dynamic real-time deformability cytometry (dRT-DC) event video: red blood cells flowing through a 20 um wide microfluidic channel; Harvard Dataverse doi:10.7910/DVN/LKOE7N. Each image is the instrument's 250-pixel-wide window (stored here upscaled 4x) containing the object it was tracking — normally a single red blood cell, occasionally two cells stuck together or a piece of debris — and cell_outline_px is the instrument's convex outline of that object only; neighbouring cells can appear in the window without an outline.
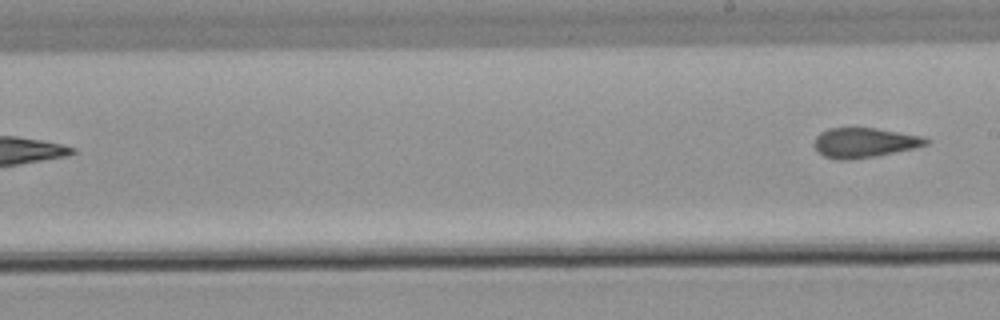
{"species": "common noctule bat (a hibernating species)", "species_latin": "Nyctalus noctula", "temperature_condition": "warm", "stored_images_in_passage": 8, "camera_frame_rate_fps": 3000, "um_per_image_px": 0.085, "animal": {"sex": "male", "body_mass_g": 21.5, "forearm_length_mm": 52.0}, "frame": {"image": 1, "passage_image": 8, "time_ms": 9.333, "image_size_px": [1000, 320], "cell_outline_px": [[932, 140], [928, 144], [912, 148], [876, 156], [852, 160], [836, 160], [824, 156], [816, 152], [812, 144], [816, 136], [820, 132], [828, 128], [876, 128], [924, 136]], "centroid_in_image_um": [73.43, 12.13], "position_along_channel_um": 215.6, "area_um2": 19.71}}